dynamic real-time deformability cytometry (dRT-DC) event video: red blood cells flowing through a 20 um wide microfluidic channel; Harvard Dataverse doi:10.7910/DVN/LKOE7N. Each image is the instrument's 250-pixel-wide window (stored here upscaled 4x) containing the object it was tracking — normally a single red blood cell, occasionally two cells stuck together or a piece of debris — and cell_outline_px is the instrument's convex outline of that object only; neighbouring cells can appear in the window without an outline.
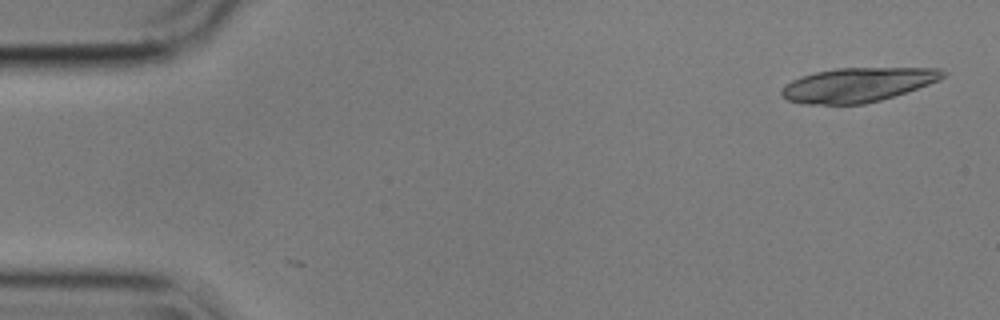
{"species": "common noctule bat (a hibernating species)", "species_latin": "Nyctalus noctula", "temperature_condition": "cold", "stored_images_in_passage": 2, "camera_frame_rate_fps": 3000, "um_per_image_px": 0.085, "animal": {"sex": "male", "body_mass_g": 17.9}, "frame": {"image": 1, "passage_image": 2, "time_ms": 0.333, "image_size_px": [1000, 320], "cell_outline_px": [[948, 72], [940, 80], [880, 100], [864, 104], [804, 104], [788, 100], [780, 96], [780, 88], [784, 84], [800, 76], [816, 72], [836, 68], [940, 68]], "centroid_in_image_um": [72.85, 7.2], "position_along_channel_um": 12.2, "area_um2": 32.19}}